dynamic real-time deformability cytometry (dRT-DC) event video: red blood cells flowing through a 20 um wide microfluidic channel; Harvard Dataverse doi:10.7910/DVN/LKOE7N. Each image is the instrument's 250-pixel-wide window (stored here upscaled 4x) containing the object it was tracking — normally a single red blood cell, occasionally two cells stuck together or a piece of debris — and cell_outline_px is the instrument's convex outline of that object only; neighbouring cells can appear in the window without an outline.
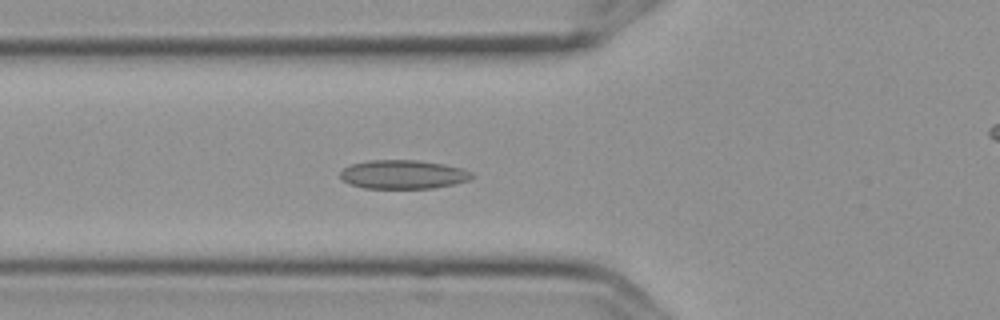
{"species": "Egyptian fruit bat (a non-hibernating species)", "species_latin": "Rousettus aegyptiacus", "temperature_condition": "cold", "stored_images_in_passage": 6, "camera_frame_rate_fps": 3000, "um_per_image_px": 0.085, "frame": {"image": 1, "passage_image": 6, "time_ms": 1.667, "image_size_px": [1000, 320], "cell_outline_px": [[472, 176], [468, 180], [452, 184], [432, 188], [364, 188], [352, 184], [344, 180], [340, 176], [340, 172], [344, 168], [352, 164], [372, 160], [420, 160], [444, 164], [464, 168], [472, 172]], "centroid_in_image_um": [34.29, 14.82], "position_along_channel_um": 91.5, "area_um2": 21.91}}